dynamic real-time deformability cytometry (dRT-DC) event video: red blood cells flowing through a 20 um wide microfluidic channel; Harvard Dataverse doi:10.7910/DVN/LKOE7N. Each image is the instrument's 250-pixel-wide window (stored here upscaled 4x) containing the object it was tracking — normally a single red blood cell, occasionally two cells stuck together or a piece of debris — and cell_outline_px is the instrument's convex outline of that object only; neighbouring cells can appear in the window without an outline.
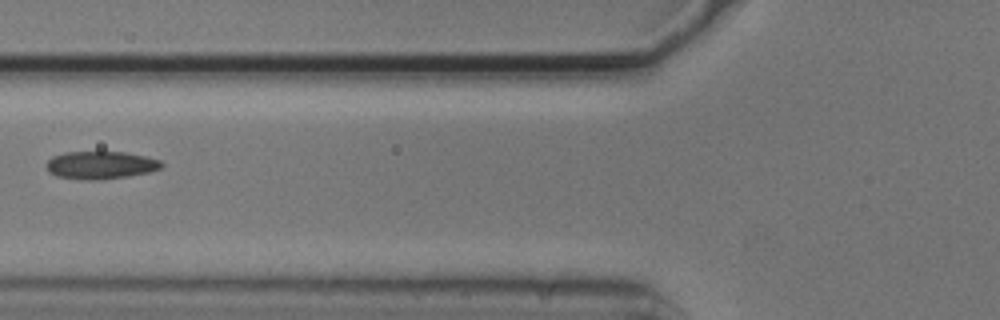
{"species": "common noctule bat (a hibernating species)", "species_latin": "Nyctalus noctula", "temperature_condition": "cold", "stored_images_in_passage": 5, "camera_frame_rate_fps": 3000, "um_per_image_px": 0.085, "animal": {"sex": "male", "body_mass_g": 20.5, "forearm_length_mm": 52.5}, "frame": {"image": 1, "passage_image": 4, "time_ms": 1.0, "image_size_px": [1000, 320], "cell_outline_px": [[164, 164], [160, 168], [148, 172], [128, 176], [100, 180], [80, 180], [56, 176], [48, 172], [48, 160], [52, 156], [64, 152], [124, 152], [148, 156], [160, 160]], "centroid_in_image_um": [8.56, 14.03], "position_along_channel_um": 117.2, "area_um2": 18.73}}
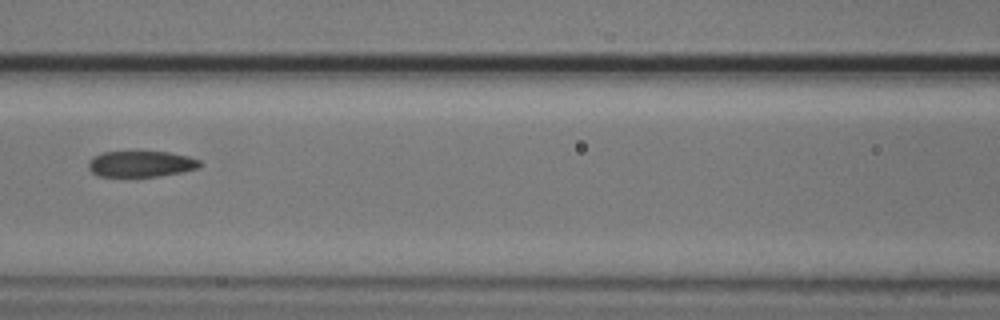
{"frame": {"image": 2, "passage_image": 5, "time_ms": 1.333, "image_size_px": [1000, 320], "cell_outline_px": [[204, 164], [196, 168], [180, 172], [160, 176], [100, 176], [92, 172], [88, 168], [88, 160], [92, 156], [104, 152], [168, 152], [188, 156], [200, 160]], "centroid_in_image_um": [11.97, 13.93], "position_along_channel_um": 154.6, "area_um2": 16.82}}